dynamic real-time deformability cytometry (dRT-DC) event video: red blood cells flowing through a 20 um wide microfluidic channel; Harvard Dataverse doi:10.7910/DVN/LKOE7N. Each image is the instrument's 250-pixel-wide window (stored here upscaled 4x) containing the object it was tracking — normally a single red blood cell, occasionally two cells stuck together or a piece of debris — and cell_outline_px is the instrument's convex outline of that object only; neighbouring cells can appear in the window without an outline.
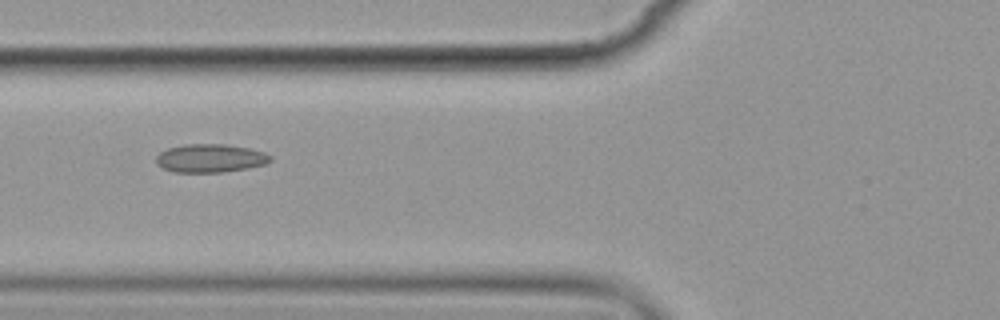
{"species": "common noctule bat (a hibernating species)", "species_latin": "Nyctalus noctula", "temperature_condition": "cold", "stored_images_in_passage": 5, "camera_frame_rate_fps": 3000, "um_per_image_px": 0.085, "animal": {"sex": "female", "body_mass_g": 19.9}, "frame": {"image": 1, "passage_image": 3, "time_ms": 2.333, "image_size_px": [1000, 320], "cell_outline_px": [[272, 160], [264, 164], [248, 168], [224, 172], [172, 172], [160, 168], [156, 164], [156, 156], [160, 152], [168, 148], [184, 144], [224, 144], [248, 148], [264, 152], [272, 156]], "centroid_in_image_um": [17.84, 13.45], "position_along_channel_um": 108.0, "area_um2": 19.02}}
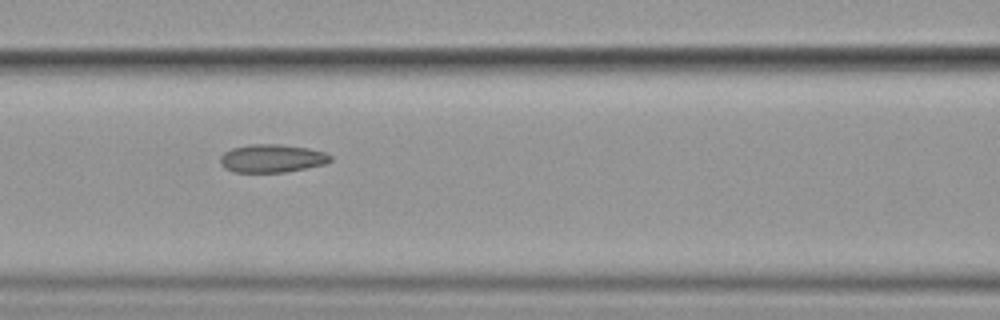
{"frame": {"image": 2, "passage_image": 4, "time_ms": 3.333, "image_size_px": [1000, 320], "cell_outline_px": [[332, 160], [324, 164], [284, 172], [236, 172], [224, 168], [220, 164], [220, 156], [224, 152], [232, 148], [252, 144], [280, 144], [308, 148], [324, 152], [332, 156]], "centroid_in_image_um": [23.1, 13.46], "position_along_channel_um": 143.5, "area_um2": 17.98}}
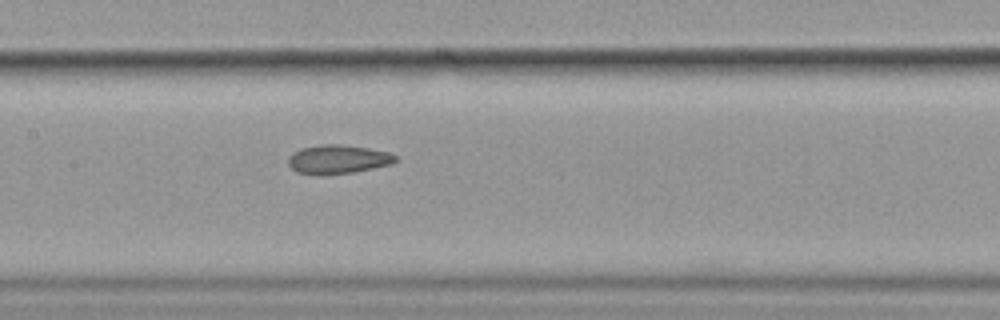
{"frame": {"image": 3, "passage_image": 5, "time_ms": 4.333, "image_size_px": [1000, 320], "cell_outline_px": [[396, 160], [392, 164], [352, 172], [320, 176], [296, 172], [288, 164], [288, 156], [292, 152], [300, 148], [324, 144], [340, 144], [368, 148], [388, 152], [396, 156]], "centroid_in_image_um": [28.67, 13.55], "position_along_channel_um": 178.7, "area_um2": 18.15}}